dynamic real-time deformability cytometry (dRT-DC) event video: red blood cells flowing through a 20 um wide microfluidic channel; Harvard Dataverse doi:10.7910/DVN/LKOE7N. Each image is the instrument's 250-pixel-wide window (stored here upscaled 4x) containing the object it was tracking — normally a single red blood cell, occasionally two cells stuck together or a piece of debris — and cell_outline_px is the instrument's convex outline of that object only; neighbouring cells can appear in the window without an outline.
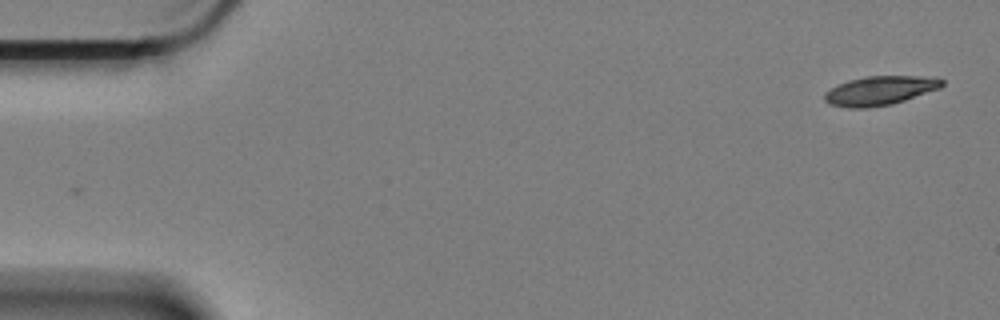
{"species": "Egyptian fruit bat (a non-hibernating species)", "species_latin": "Rousettus aegyptiacus", "temperature_condition": "cold", "stored_images_in_passage": 5, "camera_frame_rate_fps": 3000, "um_per_image_px": 0.085, "animal": {"sex": "female"}, "frame": {"image": 1, "passage_image": 1, "time_ms": 0.0, "image_size_px": [1000, 320], "cell_outline_px": [[944, 84], [940, 88], [892, 104], [868, 108], [848, 108], [828, 104], [824, 100], [824, 92], [848, 80], [868, 76], [916, 76], [944, 80]], "centroid_in_image_um": [74.74, 7.71], "position_along_channel_um": 10.3, "area_um2": 19.71}}